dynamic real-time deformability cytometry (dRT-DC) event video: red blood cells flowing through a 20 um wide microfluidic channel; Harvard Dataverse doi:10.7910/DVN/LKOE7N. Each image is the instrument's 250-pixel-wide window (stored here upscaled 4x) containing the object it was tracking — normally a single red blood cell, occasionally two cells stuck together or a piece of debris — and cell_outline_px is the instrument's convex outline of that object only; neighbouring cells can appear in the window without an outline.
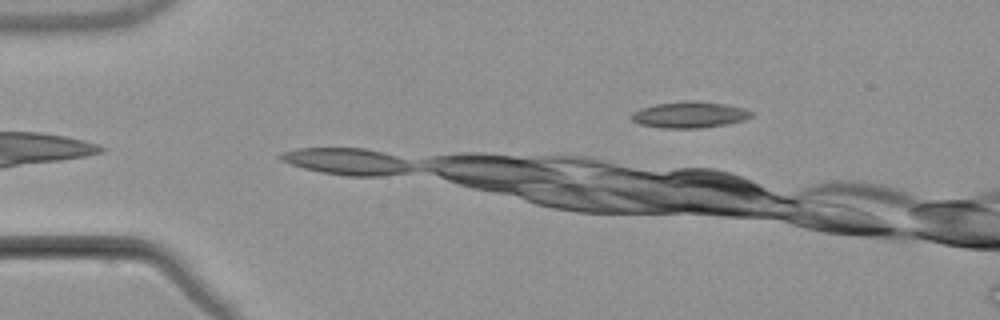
{"species": "common noctule bat (a hibernating species)", "species_latin": "Nyctalus noctula", "temperature_condition": "warm", "stored_images_in_passage": 2, "camera_frame_rate_fps": 3000, "um_per_image_px": 0.085, "animal": {"sex": "male", "body_mass_g": 21.5, "forearm_length_mm": 52.0}, "frame": {"image": 1, "passage_image": 1, "time_ms": 0.0, "image_size_px": [1000, 320], "cell_outline_px": [[752, 116], [744, 120], [724, 124], [700, 128], [660, 128], [640, 124], [632, 120], [632, 112], [640, 108], [656, 104], [688, 100], [692, 100], [724, 104], [744, 108], [752, 112]], "centroid_in_image_um": [58.59, 9.75], "position_along_channel_um": 26.4, "area_um2": 18.21}}